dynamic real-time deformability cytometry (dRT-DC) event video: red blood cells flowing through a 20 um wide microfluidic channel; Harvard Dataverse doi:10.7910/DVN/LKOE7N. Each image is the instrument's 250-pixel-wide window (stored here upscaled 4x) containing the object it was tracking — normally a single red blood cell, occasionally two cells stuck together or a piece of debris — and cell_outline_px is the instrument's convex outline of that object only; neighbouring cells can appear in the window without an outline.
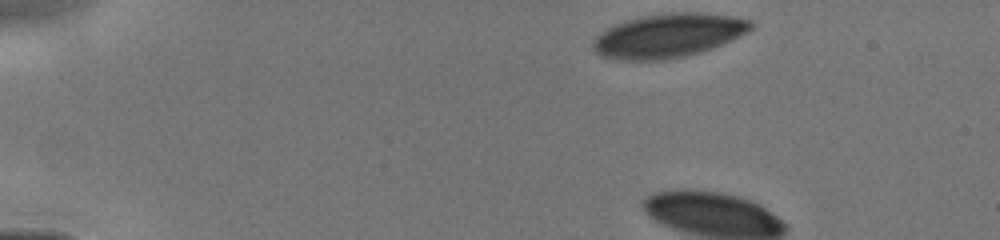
{"species": "human", "species_latin": "Homo sapiens", "temperature_condition": "cold", "stored_images_in_passage": 5, "camera_frame_rate_fps": 3000, "um_per_image_px": 0.085, "donor": {"sex": "male"}, "frame": {"image": 1, "passage_image": 1, "time_ms": 0.0, "image_size_px": [1000, 240], "cell_outline_px": [[752, 28], [748, 32], [724, 44], [688, 56], [664, 60], [616, 60], [600, 56], [592, 48], [592, 40], [604, 28], [612, 24], [624, 20], [640, 16], [664, 12], [700, 12], [728, 16], [752, 20]], "centroid_in_image_um": [56.75, 3.02], "position_along_channel_um": 28.2, "area_um2": 41.1}}